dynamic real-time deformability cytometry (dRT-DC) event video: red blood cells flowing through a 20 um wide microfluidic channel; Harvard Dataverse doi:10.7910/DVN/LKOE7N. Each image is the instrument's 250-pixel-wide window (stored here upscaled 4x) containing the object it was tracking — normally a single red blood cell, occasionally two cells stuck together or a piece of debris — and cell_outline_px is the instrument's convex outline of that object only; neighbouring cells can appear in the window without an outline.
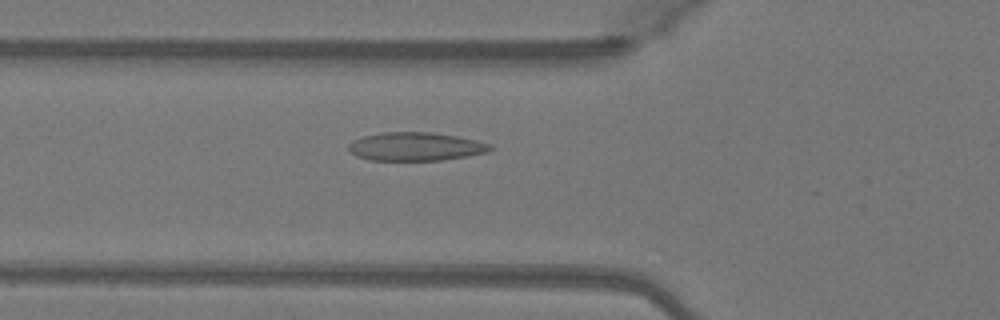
{"species": "Egyptian fruit bat (a non-hibernating species)", "species_latin": "Rousettus aegyptiacus", "temperature_condition": "warm", "stored_images_in_passage": 18, "camera_frame_rate_fps": 3000, "um_per_image_px": 0.085, "animal": {"sex": "female"}, "frame": {"image": 1, "passage_image": 3, "time_ms": 0.667, "image_size_px": [1000, 320], "cell_outline_px": [[492, 148], [488, 152], [468, 156], [440, 160], [368, 160], [356, 156], [348, 148], [348, 144], [364, 136], [384, 132], [432, 132], [456, 136], [476, 140], [492, 144]], "centroid_in_image_um": [35.35, 12.46], "position_along_channel_um": 90.4, "area_um2": 23.35}}
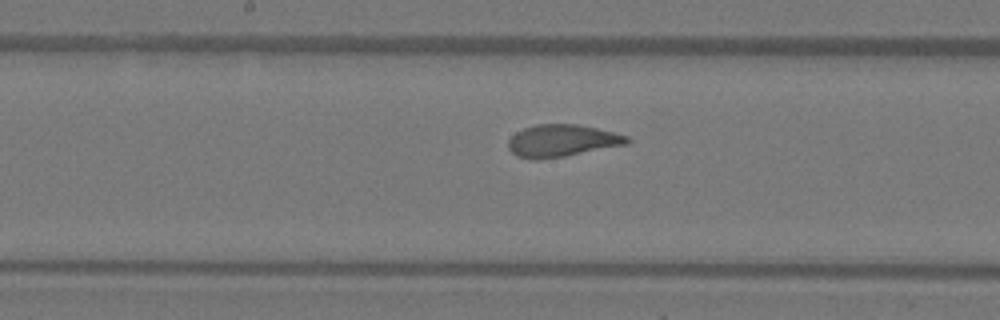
{"frame": {"image": 2, "passage_image": 11, "time_ms": 3.333, "image_size_px": [1000, 320], "cell_outline_px": [[632, 140], [628, 144], [564, 156], [536, 160], [516, 156], [508, 148], [508, 140], [516, 132], [524, 128], [536, 124], [576, 124], [596, 128], [628, 136]], "centroid_in_image_um": [47.76, 11.96], "position_along_channel_um": 200.4, "area_um2": 22.2}}
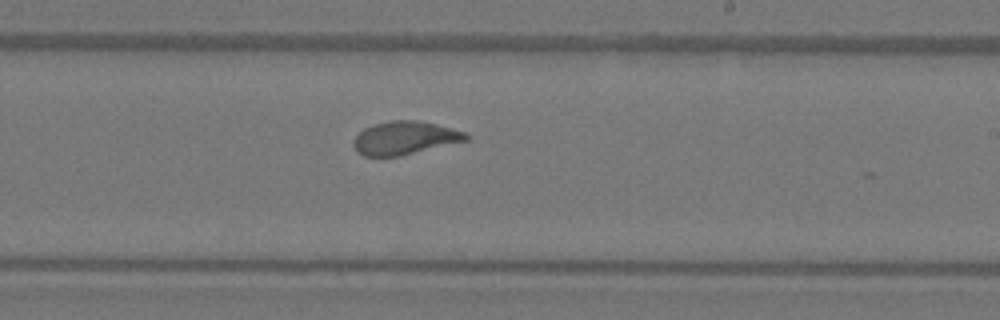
{"frame": {"image": 3, "passage_image": 15, "time_ms": 4.667, "image_size_px": [1000, 320], "cell_outline_px": [[468, 140], [400, 156], [364, 156], [356, 152], [352, 144], [356, 136], [364, 128], [376, 124], [392, 120], [416, 120], [436, 124], [464, 132], [468, 136]], "centroid_in_image_um": [34.37, 11.73], "position_along_channel_um": 254.6, "area_um2": 21.56}}